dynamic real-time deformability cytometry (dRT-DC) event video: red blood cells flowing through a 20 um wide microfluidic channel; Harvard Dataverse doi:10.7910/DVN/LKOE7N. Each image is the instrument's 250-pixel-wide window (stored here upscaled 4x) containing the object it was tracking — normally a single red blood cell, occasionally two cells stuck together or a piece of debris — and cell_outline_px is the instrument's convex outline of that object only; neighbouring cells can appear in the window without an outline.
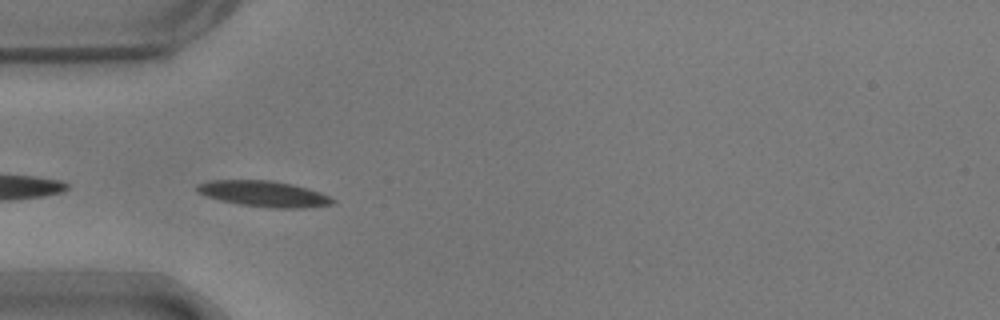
{"species": "common noctule bat (a hibernating species)", "species_latin": "Nyctalus noctula", "temperature_condition": "warm", "stored_images_in_passage": 4, "camera_frame_rate_fps": 3000, "um_per_image_px": 0.085, "animal": {"sex": "male", "body_mass_g": 17.9}, "frame": {"image": 1, "passage_image": 1, "time_ms": 0.0, "image_size_px": [1000, 320], "cell_outline_px": [[336, 200], [332, 204], [304, 208], [268, 208], [240, 204], [220, 200], [196, 192], [196, 188], [200, 184], [212, 180], [268, 180], [292, 184], [308, 188], [320, 192]], "centroid_in_image_um": [22.45, 16.48], "position_along_channel_um": 62.5, "area_um2": 20.29}}